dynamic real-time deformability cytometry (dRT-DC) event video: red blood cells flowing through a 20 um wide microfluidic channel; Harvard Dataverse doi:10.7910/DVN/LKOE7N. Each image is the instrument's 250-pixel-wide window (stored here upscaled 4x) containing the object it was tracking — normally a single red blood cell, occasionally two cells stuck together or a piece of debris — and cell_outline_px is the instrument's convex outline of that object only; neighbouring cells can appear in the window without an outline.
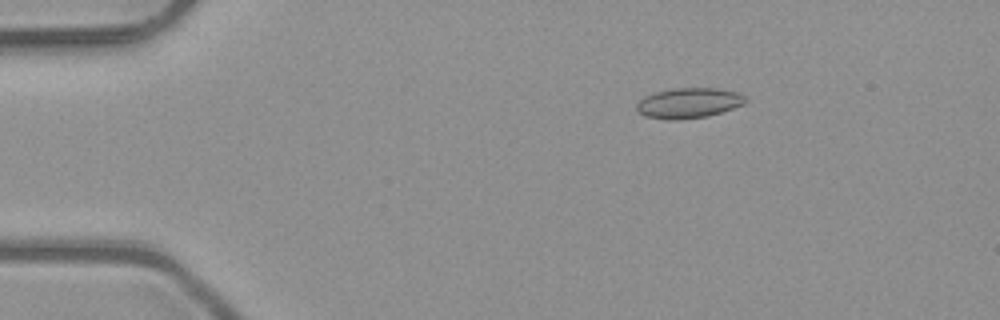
{"species": "common noctule bat (a hibernating species)", "species_latin": "Nyctalus noctula", "temperature_condition": "room temperature", "stored_images_in_passage": 6, "camera_frame_rate_fps": 3000, "um_per_image_px": 0.085, "animal": {"sex": "male", "body_mass_g": 23.1, "forearm_length_mm": 52.7}, "frame": {"image": 1, "passage_image": 3, "time_ms": 0.667, "image_size_px": [1000, 320], "cell_outline_px": [[748, 100], [744, 104], [708, 116], [676, 120], [668, 120], [644, 116], [636, 112], [636, 104], [644, 96], [656, 92], [672, 88], [716, 88], [736, 92], [744, 96]], "centroid_in_image_um": [58.49, 8.76], "position_along_channel_um": 26.5, "area_um2": 19.25}}
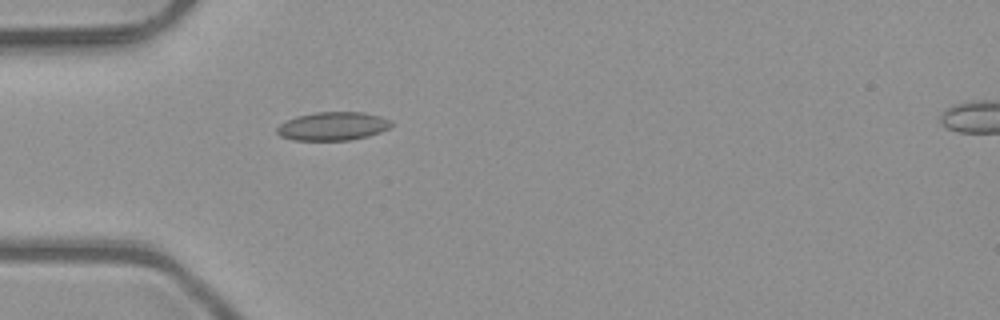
{"frame": {"image": 2, "passage_image": 5, "time_ms": 1.333, "image_size_px": [1000, 320], "cell_outline_px": [[392, 124], [388, 128], [380, 132], [368, 136], [348, 140], [292, 140], [280, 136], [276, 132], [276, 128], [280, 124], [296, 116], [316, 112], [364, 112], [380, 116], [392, 120]], "centroid_in_image_um": [28.28, 10.72], "position_along_channel_um": 56.7, "area_um2": 18.96}}